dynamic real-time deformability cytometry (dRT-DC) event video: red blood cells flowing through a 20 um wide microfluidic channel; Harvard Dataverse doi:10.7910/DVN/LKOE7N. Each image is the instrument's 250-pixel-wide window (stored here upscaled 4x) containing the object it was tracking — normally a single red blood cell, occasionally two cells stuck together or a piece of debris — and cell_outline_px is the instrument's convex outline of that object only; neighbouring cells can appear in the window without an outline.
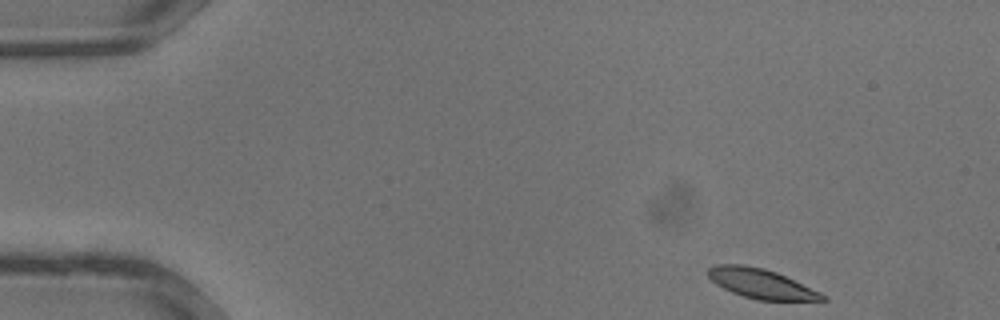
{"species": "common noctule bat (a hibernating species)", "species_latin": "Nyctalus noctula", "temperature_condition": "warm", "stored_images_in_passage": 32, "camera_frame_rate_fps": 3000, "um_per_image_px": 0.085, "animal": {"sex": "male", "body_mass_g": 13.3}, "frame": {"image": 1, "passage_image": 1, "time_ms": 0.0, "image_size_px": [1000, 320], "cell_outline_px": [[828, 300], [760, 300], [744, 296], [732, 292], [716, 284], [708, 276], [708, 268], [716, 264], [744, 264], [764, 268], [776, 272], [820, 292], [828, 296]], "centroid_in_image_um": [64.69, 24.1], "position_along_channel_um": 20.3, "area_um2": 19.54}}
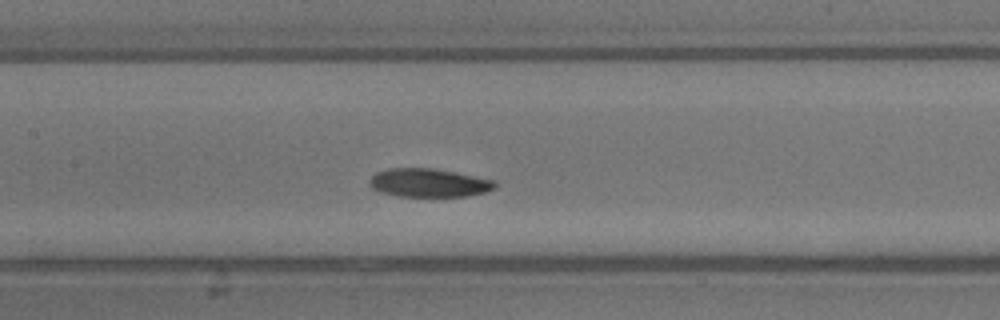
{"frame": {"image": 2, "passage_image": 14, "time_ms": 4.333, "image_size_px": [1000, 320], "cell_outline_px": [[496, 188], [484, 192], [468, 196], [396, 196], [380, 192], [372, 188], [368, 184], [368, 180], [376, 172], [388, 168], [432, 168], [496, 180]], "centroid_in_image_um": [36.42, 15.54], "position_along_channel_um": 171.0, "area_um2": 20.87}}
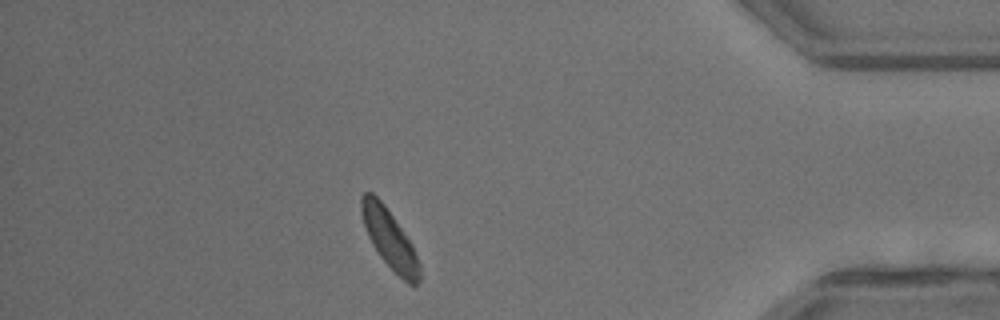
{"frame": {"image": 3, "passage_image": 28, "time_ms": 9.0, "image_size_px": [1000, 320], "cell_outline_px": [[420, 280], [412, 288], [380, 256], [372, 244], [368, 236], [360, 212], [360, 196], [364, 192], [372, 192], [384, 204], [412, 244], [420, 264]], "centroid_in_image_um": [33.11, 20.3], "position_along_channel_um": 402.1, "area_um2": 19.77}}